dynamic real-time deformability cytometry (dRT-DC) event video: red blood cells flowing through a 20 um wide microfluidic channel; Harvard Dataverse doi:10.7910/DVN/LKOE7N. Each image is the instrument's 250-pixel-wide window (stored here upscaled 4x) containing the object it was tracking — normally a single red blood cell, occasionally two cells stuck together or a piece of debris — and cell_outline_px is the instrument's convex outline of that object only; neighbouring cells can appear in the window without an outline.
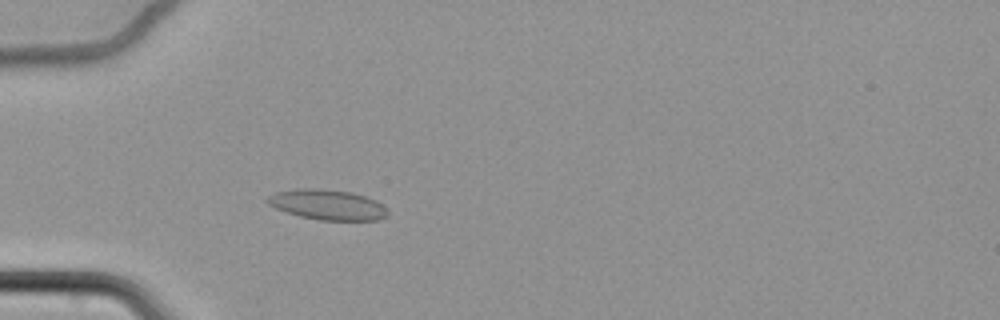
{"species": "common noctule bat (a hibernating species)", "species_latin": "Nyctalus noctula", "temperature_condition": "cold", "stored_images_in_passage": 63, "camera_frame_rate_fps": 3000, "um_per_image_px": 0.085, "animal": {"sex": "female", "body_mass_g": 22.7, "forearm_length_mm": 54.2}, "frame": {"image": 1, "passage_image": 20, "time_ms": 6.333, "image_size_px": [1000, 320], "cell_outline_px": [[388, 216], [380, 220], [320, 220], [300, 216], [276, 208], [268, 204], [264, 200], [268, 196], [276, 192], [300, 188], [320, 188], [352, 192], [376, 200], [388, 212]], "centroid_in_image_um": [27.83, 17.39], "position_along_channel_um": 57.2, "area_um2": 21.15}}
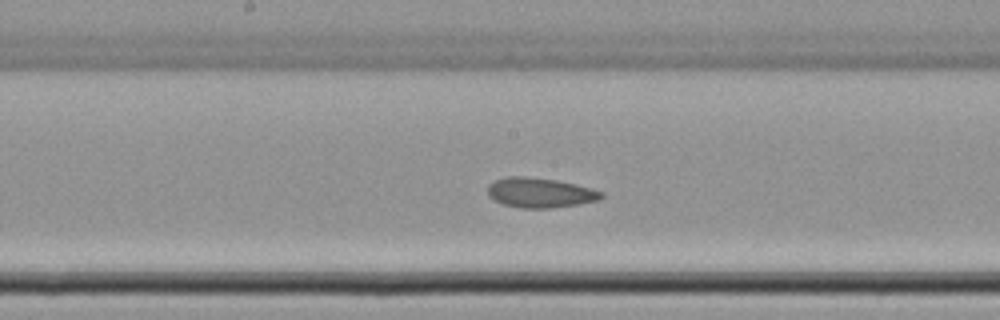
{"frame": {"image": 2, "passage_image": 34, "time_ms": 11.0, "image_size_px": [1000, 320], "cell_outline_px": [[604, 196], [600, 200], [552, 208], [520, 208], [504, 204], [488, 196], [488, 184], [504, 176], [524, 176], [556, 180], [576, 184], [592, 188], [604, 192]], "centroid_in_image_um": [45.92, 16.37], "position_along_channel_um": 202.3, "area_um2": 19.83}}
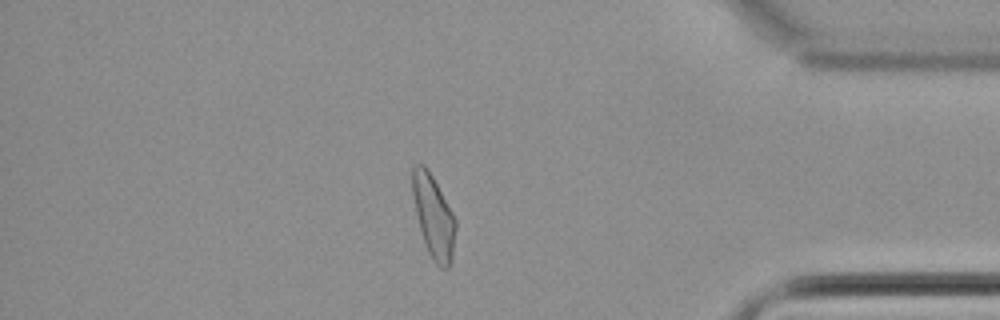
{"frame": {"image": 3, "passage_image": 54, "time_ms": 17.667, "image_size_px": [1000, 320], "cell_outline_px": [[456, 228], [452, 260], [448, 268], [440, 268], [432, 260], [428, 252], [420, 228], [412, 196], [412, 168], [416, 164], [424, 164], [432, 176], [452, 212], [456, 220]], "centroid_in_image_um": [36.85, 18.43], "position_along_channel_um": 398.3, "area_um2": 20.58}, "authors_computed_cell_mechanics": {"area_um2": 20.8658, "velocity_mm_per_s": 3.3796, "shape_relaxation_time_tau1_ms": null, "shape_relaxation_time_tau2_ms": 2.3378, "deformation_change_tau1": null, "deformation_change_tau2": 0.079}}